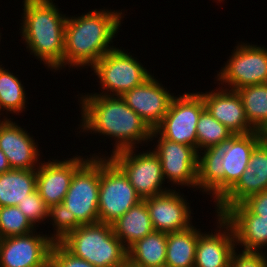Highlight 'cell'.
<instances>
[{
    "label": "cell",
    "mask_w": 267,
    "mask_h": 267,
    "mask_svg": "<svg viewBox=\"0 0 267 267\" xmlns=\"http://www.w3.org/2000/svg\"><path fill=\"white\" fill-rule=\"evenodd\" d=\"M81 108L79 133L104 135L115 141L110 154L149 144L152 130L121 96L78 94ZM93 132V133H92ZM144 143V144H143ZM138 144V145H137Z\"/></svg>",
    "instance_id": "obj_1"
},
{
    "label": "cell",
    "mask_w": 267,
    "mask_h": 267,
    "mask_svg": "<svg viewBox=\"0 0 267 267\" xmlns=\"http://www.w3.org/2000/svg\"><path fill=\"white\" fill-rule=\"evenodd\" d=\"M124 12L92 9L77 17L68 16L65 24L63 68H91L114 49L113 38L119 32ZM110 44V45H109ZM112 44V45H111Z\"/></svg>",
    "instance_id": "obj_2"
},
{
    "label": "cell",
    "mask_w": 267,
    "mask_h": 267,
    "mask_svg": "<svg viewBox=\"0 0 267 267\" xmlns=\"http://www.w3.org/2000/svg\"><path fill=\"white\" fill-rule=\"evenodd\" d=\"M54 0H23L19 33L31 55L51 71L63 68L65 24Z\"/></svg>",
    "instance_id": "obj_3"
},
{
    "label": "cell",
    "mask_w": 267,
    "mask_h": 267,
    "mask_svg": "<svg viewBox=\"0 0 267 267\" xmlns=\"http://www.w3.org/2000/svg\"><path fill=\"white\" fill-rule=\"evenodd\" d=\"M70 253L95 267H124L127 248L113 233L112 225H81L60 242Z\"/></svg>",
    "instance_id": "obj_4"
},
{
    "label": "cell",
    "mask_w": 267,
    "mask_h": 267,
    "mask_svg": "<svg viewBox=\"0 0 267 267\" xmlns=\"http://www.w3.org/2000/svg\"><path fill=\"white\" fill-rule=\"evenodd\" d=\"M121 48L110 50L90 68L99 80L98 89L101 87L100 94H90L122 96L154 75L139 63V59Z\"/></svg>",
    "instance_id": "obj_5"
},
{
    "label": "cell",
    "mask_w": 267,
    "mask_h": 267,
    "mask_svg": "<svg viewBox=\"0 0 267 267\" xmlns=\"http://www.w3.org/2000/svg\"><path fill=\"white\" fill-rule=\"evenodd\" d=\"M99 222L112 224L142 198L123 171L106 154L100 156Z\"/></svg>",
    "instance_id": "obj_6"
},
{
    "label": "cell",
    "mask_w": 267,
    "mask_h": 267,
    "mask_svg": "<svg viewBox=\"0 0 267 267\" xmlns=\"http://www.w3.org/2000/svg\"><path fill=\"white\" fill-rule=\"evenodd\" d=\"M74 172L63 204L82 224L99 222L100 156L89 155Z\"/></svg>",
    "instance_id": "obj_7"
},
{
    "label": "cell",
    "mask_w": 267,
    "mask_h": 267,
    "mask_svg": "<svg viewBox=\"0 0 267 267\" xmlns=\"http://www.w3.org/2000/svg\"><path fill=\"white\" fill-rule=\"evenodd\" d=\"M237 43L230 59L217 71V85L221 84L220 87L236 91L249 85L266 84L267 48L248 42Z\"/></svg>",
    "instance_id": "obj_8"
},
{
    "label": "cell",
    "mask_w": 267,
    "mask_h": 267,
    "mask_svg": "<svg viewBox=\"0 0 267 267\" xmlns=\"http://www.w3.org/2000/svg\"><path fill=\"white\" fill-rule=\"evenodd\" d=\"M149 149L137 153L136 148H129L108 155L123 171L142 200L171 190L164 186L166 181L158 155L151 150L152 147Z\"/></svg>",
    "instance_id": "obj_9"
},
{
    "label": "cell",
    "mask_w": 267,
    "mask_h": 267,
    "mask_svg": "<svg viewBox=\"0 0 267 267\" xmlns=\"http://www.w3.org/2000/svg\"><path fill=\"white\" fill-rule=\"evenodd\" d=\"M205 110L199 92H184L173 98L170 108L154 131L161 138L197 149V123Z\"/></svg>",
    "instance_id": "obj_10"
},
{
    "label": "cell",
    "mask_w": 267,
    "mask_h": 267,
    "mask_svg": "<svg viewBox=\"0 0 267 267\" xmlns=\"http://www.w3.org/2000/svg\"><path fill=\"white\" fill-rule=\"evenodd\" d=\"M153 140H157L156 145L155 143L153 145V151L160 159L164 180L167 179V183H171L172 186H187L198 190L197 149L189 145L161 138L154 130L151 132V143Z\"/></svg>",
    "instance_id": "obj_11"
},
{
    "label": "cell",
    "mask_w": 267,
    "mask_h": 267,
    "mask_svg": "<svg viewBox=\"0 0 267 267\" xmlns=\"http://www.w3.org/2000/svg\"><path fill=\"white\" fill-rule=\"evenodd\" d=\"M41 233L0 238V267H47L54 242Z\"/></svg>",
    "instance_id": "obj_12"
},
{
    "label": "cell",
    "mask_w": 267,
    "mask_h": 267,
    "mask_svg": "<svg viewBox=\"0 0 267 267\" xmlns=\"http://www.w3.org/2000/svg\"><path fill=\"white\" fill-rule=\"evenodd\" d=\"M264 190H267V136L253 149L248 167L237 183L215 204V212L221 216L231 206Z\"/></svg>",
    "instance_id": "obj_13"
},
{
    "label": "cell",
    "mask_w": 267,
    "mask_h": 267,
    "mask_svg": "<svg viewBox=\"0 0 267 267\" xmlns=\"http://www.w3.org/2000/svg\"><path fill=\"white\" fill-rule=\"evenodd\" d=\"M151 76L143 84L125 92L121 97L154 130L168 112L173 98L167 87Z\"/></svg>",
    "instance_id": "obj_14"
},
{
    "label": "cell",
    "mask_w": 267,
    "mask_h": 267,
    "mask_svg": "<svg viewBox=\"0 0 267 267\" xmlns=\"http://www.w3.org/2000/svg\"><path fill=\"white\" fill-rule=\"evenodd\" d=\"M0 120V150L5 154L11 169H37L41 163V152L34 136L13 118L5 115ZM40 152V153H39Z\"/></svg>",
    "instance_id": "obj_15"
},
{
    "label": "cell",
    "mask_w": 267,
    "mask_h": 267,
    "mask_svg": "<svg viewBox=\"0 0 267 267\" xmlns=\"http://www.w3.org/2000/svg\"><path fill=\"white\" fill-rule=\"evenodd\" d=\"M184 194L172 188L170 191L143 199L146 202L154 231L171 233L193 225L190 203Z\"/></svg>",
    "instance_id": "obj_16"
},
{
    "label": "cell",
    "mask_w": 267,
    "mask_h": 267,
    "mask_svg": "<svg viewBox=\"0 0 267 267\" xmlns=\"http://www.w3.org/2000/svg\"><path fill=\"white\" fill-rule=\"evenodd\" d=\"M74 156L66 160L63 157L62 161H41L37 168L36 190L48 207L63 202L75 170L88 158Z\"/></svg>",
    "instance_id": "obj_17"
},
{
    "label": "cell",
    "mask_w": 267,
    "mask_h": 267,
    "mask_svg": "<svg viewBox=\"0 0 267 267\" xmlns=\"http://www.w3.org/2000/svg\"><path fill=\"white\" fill-rule=\"evenodd\" d=\"M215 216V232H202L198 236L194 267H229L233 252L238 251L232 227L222 216Z\"/></svg>",
    "instance_id": "obj_18"
},
{
    "label": "cell",
    "mask_w": 267,
    "mask_h": 267,
    "mask_svg": "<svg viewBox=\"0 0 267 267\" xmlns=\"http://www.w3.org/2000/svg\"><path fill=\"white\" fill-rule=\"evenodd\" d=\"M205 109L233 134H247L256 130L250 125L245 115L242 99L237 91L217 86L210 92H199Z\"/></svg>",
    "instance_id": "obj_19"
},
{
    "label": "cell",
    "mask_w": 267,
    "mask_h": 267,
    "mask_svg": "<svg viewBox=\"0 0 267 267\" xmlns=\"http://www.w3.org/2000/svg\"><path fill=\"white\" fill-rule=\"evenodd\" d=\"M232 227L236 246L248 252H263L267 247V218L252 214L242 203L228 208L222 215Z\"/></svg>",
    "instance_id": "obj_20"
},
{
    "label": "cell",
    "mask_w": 267,
    "mask_h": 267,
    "mask_svg": "<svg viewBox=\"0 0 267 267\" xmlns=\"http://www.w3.org/2000/svg\"><path fill=\"white\" fill-rule=\"evenodd\" d=\"M230 145L231 138L198 152L197 188L210 195L214 204L224 196L222 160Z\"/></svg>",
    "instance_id": "obj_21"
},
{
    "label": "cell",
    "mask_w": 267,
    "mask_h": 267,
    "mask_svg": "<svg viewBox=\"0 0 267 267\" xmlns=\"http://www.w3.org/2000/svg\"><path fill=\"white\" fill-rule=\"evenodd\" d=\"M265 136V133L255 131L247 134H234L231 137V145L222 160L224 195L237 183L247 169L253 149Z\"/></svg>",
    "instance_id": "obj_22"
},
{
    "label": "cell",
    "mask_w": 267,
    "mask_h": 267,
    "mask_svg": "<svg viewBox=\"0 0 267 267\" xmlns=\"http://www.w3.org/2000/svg\"><path fill=\"white\" fill-rule=\"evenodd\" d=\"M167 233L153 231L127 249L130 267H162L166 263Z\"/></svg>",
    "instance_id": "obj_23"
},
{
    "label": "cell",
    "mask_w": 267,
    "mask_h": 267,
    "mask_svg": "<svg viewBox=\"0 0 267 267\" xmlns=\"http://www.w3.org/2000/svg\"><path fill=\"white\" fill-rule=\"evenodd\" d=\"M111 225L113 233L127 249L137 240L154 231L144 200L131 207Z\"/></svg>",
    "instance_id": "obj_24"
},
{
    "label": "cell",
    "mask_w": 267,
    "mask_h": 267,
    "mask_svg": "<svg viewBox=\"0 0 267 267\" xmlns=\"http://www.w3.org/2000/svg\"><path fill=\"white\" fill-rule=\"evenodd\" d=\"M37 169H10L0 174V207L17 206L36 190Z\"/></svg>",
    "instance_id": "obj_25"
},
{
    "label": "cell",
    "mask_w": 267,
    "mask_h": 267,
    "mask_svg": "<svg viewBox=\"0 0 267 267\" xmlns=\"http://www.w3.org/2000/svg\"><path fill=\"white\" fill-rule=\"evenodd\" d=\"M202 231L194 225L167 233L166 263L168 267H194L196 244Z\"/></svg>",
    "instance_id": "obj_26"
},
{
    "label": "cell",
    "mask_w": 267,
    "mask_h": 267,
    "mask_svg": "<svg viewBox=\"0 0 267 267\" xmlns=\"http://www.w3.org/2000/svg\"><path fill=\"white\" fill-rule=\"evenodd\" d=\"M240 95L250 125L267 134V83L249 85L236 90Z\"/></svg>",
    "instance_id": "obj_27"
},
{
    "label": "cell",
    "mask_w": 267,
    "mask_h": 267,
    "mask_svg": "<svg viewBox=\"0 0 267 267\" xmlns=\"http://www.w3.org/2000/svg\"><path fill=\"white\" fill-rule=\"evenodd\" d=\"M17 76L10 72L9 68L6 69L2 64L0 65V112L4 111L7 115L26 112L28 97L24 85ZM2 114L4 113L1 112L0 115Z\"/></svg>",
    "instance_id": "obj_28"
},
{
    "label": "cell",
    "mask_w": 267,
    "mask_h": 267,
    "mask_svg": "<svg viewBox=\"0 0 267 267\" xmlns=\"http://www.w3.org/2000/svg\"><path fill=\"white\" fill-rule=\"evenodd\" d=\"M197 151L220 144L234 134L218 122L206 109L201 113L197 123Z\"/></svg>",
    "instance_id": "obj_29"
},
{
    "label": "cell",
    "mask_w": 267,
    "mask_h": 267,
    "mask_svg": "<svg viewBox=\"0 0 267 267\" xmlns=\"http://www.w3.org/2000/svg\"><path fill=\"white\" fill-rule=\"evenodd\" d=\"M37 228L20 211L18 206L0 207V238L26 235Z\"/></svg>",
    "instance_id": "obj_30"
},
{
    "label": "cell",
    "mask_w": 267,
    "mask_h": 267,
    "mask_svg": "<svg viewBox=\"0 0 267 267\" xmlns=\"http://www.w3.org/2000/svg\"><path fill=\"white\" fill-rule=\"evenodd\" d=\"M48 220H50V224L54 228L53 233L49 235L53 242H61L69 233L82 225L63 203L48 207L46 222Z\"/></svg>",
    "instance_id": "obj_31"
},
{
    "label": "cell",
    "mask_w": 267,
    "mask_h": 267,
    "mask_svg": "<svg viewBox=\"0 0 267 267\" xmlns=\"http://www.w3.org/2000/svg\"><path fill=\"white\" fill-rule=\"evenodd\" d=\"M17 206L35 227H39L38 225L48 218V206L37 190L20 201Z\"/></svg>",
    "instance_id": "obj_32"
},
{
    "label": "cell",
    "mask_w": 267,
    "mask_h": 267,
    "mask_svg": "<svg viewBox=\"0 0 267 267\" xmlns=\"http://www.w3.org/2000/svg\"><path fill=\"white\" fill-rule=\"evenodd\" d=\"M52 267H95L88 261L74 256L60 242H54L50 251Z\"/></svg>",
    "instance_id": "obj_33"
},
{
    "label": "cell",
    "mask_w": 267,
    "mask_h": 267,
    "mask_svg": "<svg viewBox=\"0 0 267 267\" xmlns=\"http://www.w3.org/2000/svg\"><path fill=\"white\" fill-rule=\"evenodd\" d=\"M234 251L229 267H267V252Z\"/></svg>",
    "instance_id": "obj_34"
},
{
    "label": "cell",
    "mask_w": 267,
    "mask_h": 267,
    "mask_svg": "<svg viewBox=\"0 0 267 267\" xmlns=\"http://www.w3.org/2000/svg\"><path fill=\"white\" fill-rule=\"evenodd\" d=\"M252 213L267 218V190L254 194L242 202Z\"/></svg>",
    "instance_id": "obj_35"
},
{
    "label": "cell",
    "mask_w": 267,
    "mask_h": 267,
    "mask_svg": "<svg viewBox=\"0 0 267 267\" xmlns=\"http://www.w3.org/2000/svg\"><path fill=\"white\" fill-rule=\"evenodd\" d=\"M10 166L8 164L7 158L5 154L0 150V174L10 170Z\"/></svg>",
    "instance_id": "obj_36"
}]
</instances>
